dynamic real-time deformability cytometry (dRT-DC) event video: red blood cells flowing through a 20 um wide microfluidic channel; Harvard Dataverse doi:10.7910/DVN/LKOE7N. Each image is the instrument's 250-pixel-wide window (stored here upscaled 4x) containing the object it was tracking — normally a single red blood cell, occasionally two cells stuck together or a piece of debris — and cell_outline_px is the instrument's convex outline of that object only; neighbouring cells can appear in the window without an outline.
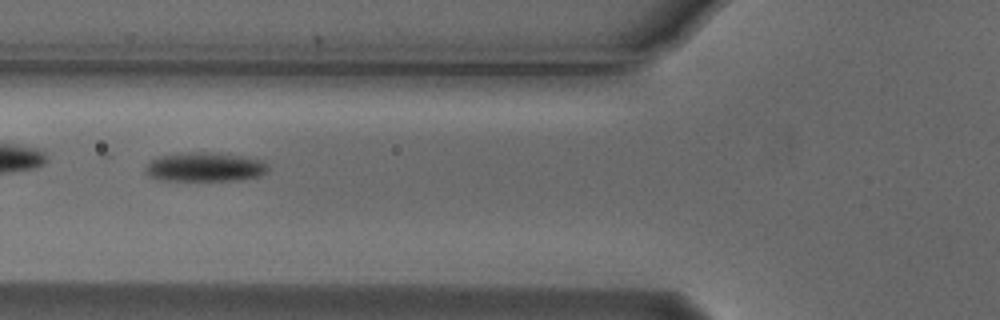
{"species": "Egyptian fruit bat (a non-hibernating species)", "species_latin": "Rousettus aegyptiacus", "temperature_condition": "cold", "stored_images_in_passage": 5, "camera_frame_rate_fps": 3000, "um_per_image_px": 0.085, "animal": {"sex": "male"}, "frame": {"image": 1, "passage_image": 3, "time_ms": 0.667, "image_size_px": [1000, 320], "cell_outline_px": [[268, 168], [260, 176], [236, 180], [160, 180], [148, 176], [144, 172], [144, 168], [152, 160], [160, 156], [188, 152], [212, 152], [240, 156], [260, 160]], "centroid_in_image_um": [17.34, 14.2], "position_along_channel_um": 108.5, "area_um2": 20.52}}
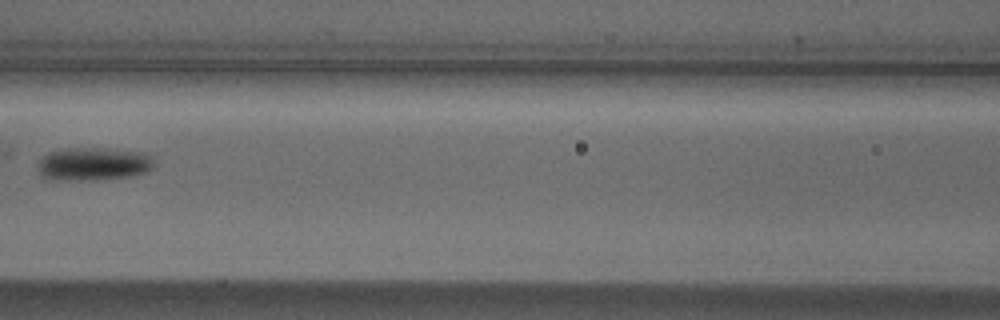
{"frame": {"image": 2, "passage_image": 4, "time_ms": 1.0, "image_size_px": [1000, 320], "cell_outline_px": [[156, 164], [148, 172], [128, 176], [88, 180], [52, 180], [40, 176], [40, 160], [48, 152], [64, 148], [104, 148], [144, 152], [152, 156]], "centroid_in_image_um": [7.98, 13.93], "position_along_channel_um": 158.6, "area_um2": 22.54}}
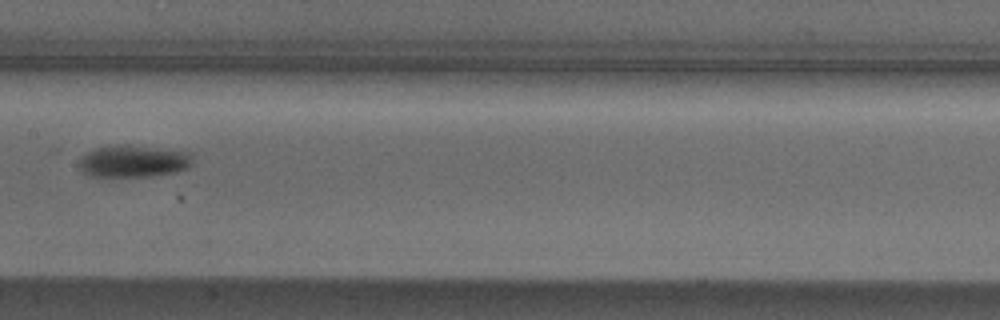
{"frame": {"image": 3, "passage_image": 5, "time_ms": 1.333, "image_size_px": [1000, 320], "cell_outline_px": [[192, 164], [188, 168], [176, 172], [152, 176], [88, 176], [80, 168], [80, 160], [88, 152], [96, 148], [112, 144], [128, 144], [192, 152]], "centroid_in_image_um": [11.39, 13.68], "position_along_channel_um": 196.0, "area_um2": 21.39}}